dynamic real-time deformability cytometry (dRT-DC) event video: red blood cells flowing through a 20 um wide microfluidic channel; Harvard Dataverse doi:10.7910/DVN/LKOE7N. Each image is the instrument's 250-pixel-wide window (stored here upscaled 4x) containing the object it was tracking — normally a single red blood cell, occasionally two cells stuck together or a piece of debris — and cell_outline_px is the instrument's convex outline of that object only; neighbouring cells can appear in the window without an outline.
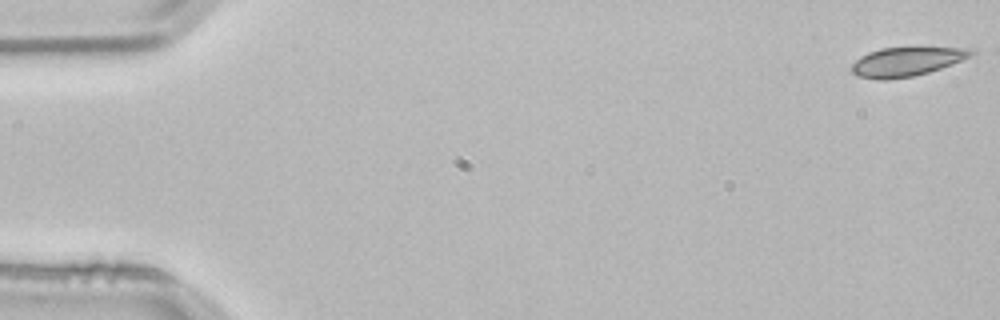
{"species": "common noctule bat (a hibernating species)", "species_latin": "Nyctalus noctula", "temperature_condition": "room temperature", "stored_images_in_passage": 5, "camera_frame_rate_fps": 3000, "um_per_image_px": 0.085, "animal": {"sex": "male", "body_mass_g": 21.5, "forearm_length_mm": 52.0}, "frame": {"image": 1, "passage_image": 1, "time_ms": 0.0, "image_size_px": [1000, 320], "cell_outline_px": [[980, 52], [972, 56], [952, 64], [928, 72], [912, 76], [884, 80], [876, 80], [856, 76], [852, 72], [852, 64], [860, 56], [868, 52], [880, 48], [916, 44], [972, 48]], "centroid_in_image_um": [77.15, 5.16], "position_along_channel_um": 7.9, "area_um2": 21.56}}